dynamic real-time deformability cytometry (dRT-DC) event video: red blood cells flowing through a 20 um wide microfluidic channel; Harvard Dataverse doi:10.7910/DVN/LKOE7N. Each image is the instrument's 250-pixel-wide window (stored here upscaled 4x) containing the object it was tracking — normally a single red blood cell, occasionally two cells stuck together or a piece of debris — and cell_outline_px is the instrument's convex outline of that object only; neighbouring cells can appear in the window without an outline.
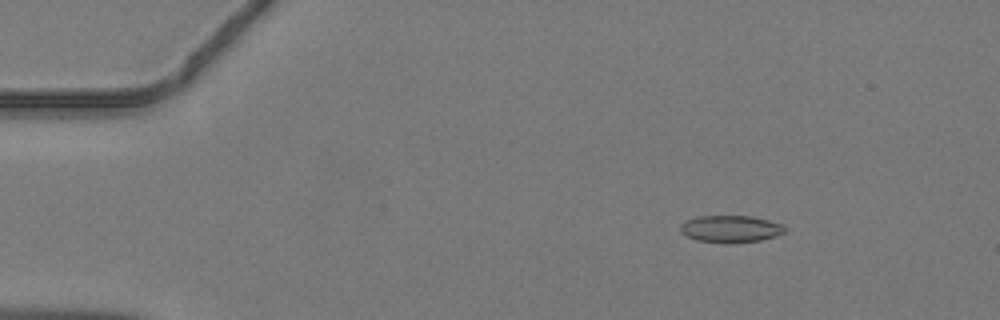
{"species": "common noctule bat (a hibernating species)", "species_latin": "Nyctalus noctula", "temperature_condition": "warm", "stored_images_in_passage": 46, "camera_frame_rate_fps": 3000, "um_per_image_px": 0.085, "animal": {"sex": "male", "body_mass_g": 19.2, "forearm_length_mm": 51.8}, "frame": {"image": 1, "passage_image": 7, "time_ms": 2.0, "image_size_px": [1000, 320], "cell_outline_px": [[784, 232], [776, 236], [760, 240], [724, 244], [696, 240], [680, 232], [680, 224], [696, 216], [752, 216], [784, 224]], "centroid_in_image_um": [62.09, 19.46], "position_along_channel_um": 22.9, "area_um2": 16.53}}
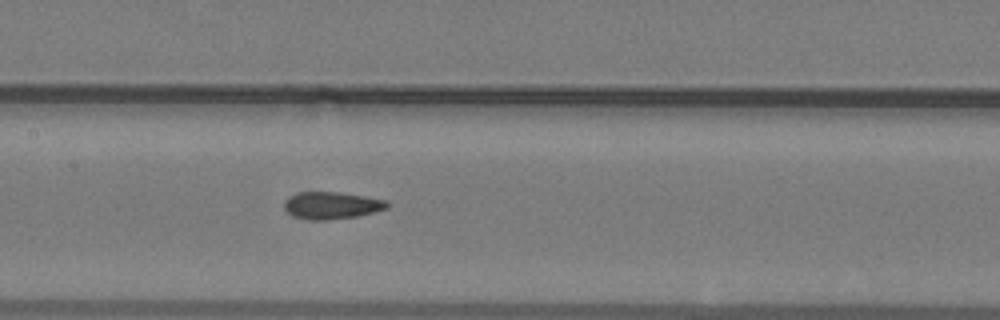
{"frame": {"image": 2, "passage_image": 23, "time_ms": 7.333, "image_size_px": [1000, 320], "cell_outline_px": [[388, 208], [356, 216], [324, 220], [308, 220], [292, 216], [284, 208], [284, 200], [288, 196], [300, 192], [336, 192], [364, 196], [388, 200]], "centroid_in_image_um": [28.15, 17.45], "position_along_channel_um": 179.3, "area_um2": 16.24}}
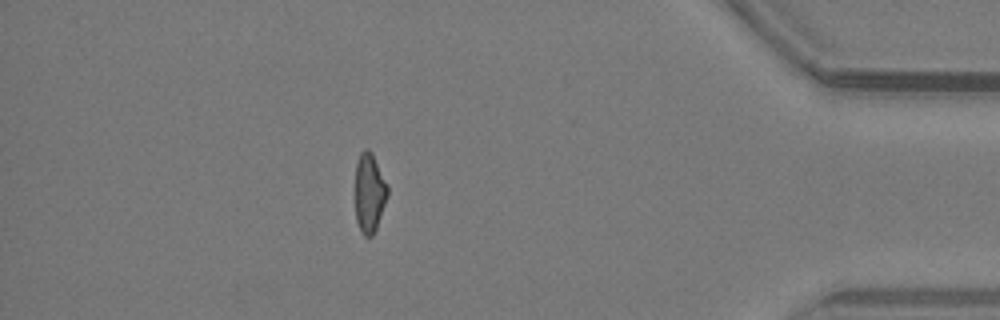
{"frame": {"image": 3, "passage_image": 41, "time_ms": 13.333, "image_size_px": [1000, 320], "cell_outline_px": [[388, 196], [376, 228], [372, 236], [364, 236], [356, 220], [356, 164], [360, 152], [364, 148], [368, 148], [372, 152], [388, 184]], "centroid_in_image_um": [31.41, 16.34], "position_along_channel_um": 403.8, "area_um2": 14.97}}